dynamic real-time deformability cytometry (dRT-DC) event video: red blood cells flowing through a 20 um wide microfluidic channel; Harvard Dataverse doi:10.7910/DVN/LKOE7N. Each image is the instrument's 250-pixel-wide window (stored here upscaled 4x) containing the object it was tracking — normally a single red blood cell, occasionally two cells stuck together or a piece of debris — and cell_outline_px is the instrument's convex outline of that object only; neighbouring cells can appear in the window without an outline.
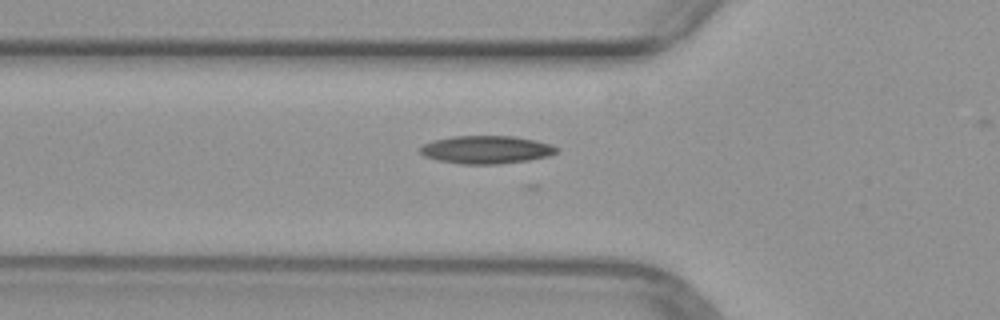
{"species": "common noctule bat (a hibernating species)", "species_latin": "Nyctalus noctula", "temperature_condition": "warm", "stored_images_in_passage": 20, "camera_frame_rate_fps": 3000, "um_per_image_px": 0.085, "animal": {"sex": "female", "body_mass_g": 29.2, "forearm_length_mm": 56.3}, "frame": {"image": 1, "passage_image": 2, "time_ms": 0.333, "image_size_px": [1000, 320], "cell_outline_px": [[560, 148], [556, 152], [548, 156], [528, 160], [500, 164], [464, 164], [440, 160], [424, 156], [420, 152], [420, 148], [424, 144], [432, 140], [452, 136], [512, 136], [536, 140], [552, 144]], "centroid_in_image_um": [41.36, 12.71], "position_along_channel_um": 84.4, "area_um2": 22.2}}
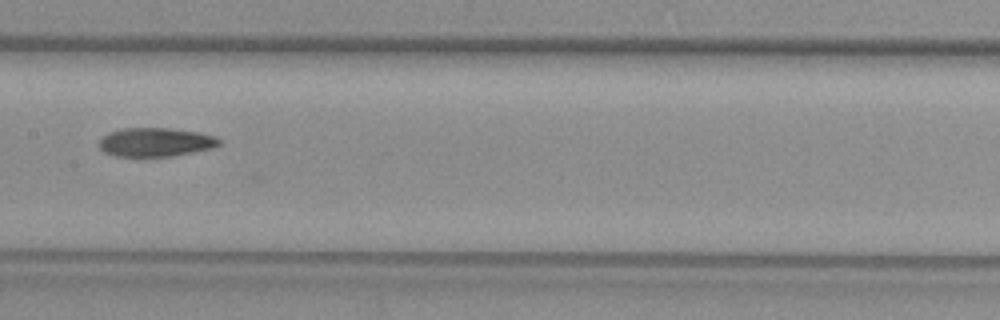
{"frame": {"image": 2, "passage_image": 10, "time_ms": 3.0, "image_size_px": [1000, 320], "cell_outline_px": [[220, 144], [212, 148], [192, 152], [168, 156], [116, 156], [104, 152], [100, 148], [100, 140], [108, 132], [124, 128], [172, 128], [196, 132], [212, 136], [220, 140]], "centroid_in_image_um": [13.19, 12.08], "position_along_channel_um": 194.2, "area_um2": 19.83}}
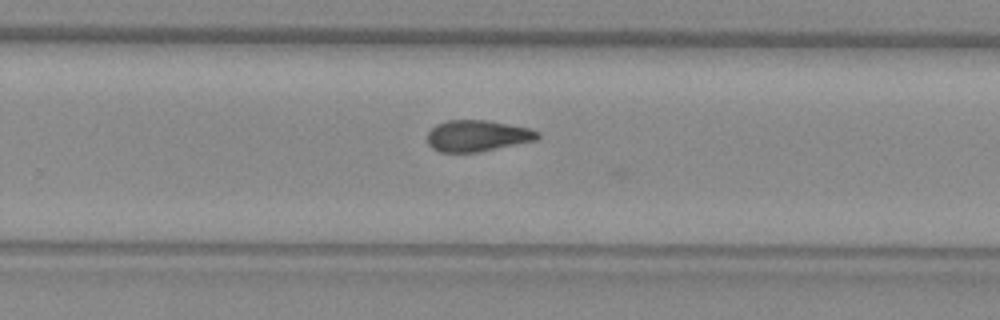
{"frame": {"image": 3, "passage_image": 17, "time_ms": 5.333, "image_size_px": [1000, 320], "cell_outline_px": [[540, 136], [536, 140], [476, 152], [440, 152], [432, 148], [428, 144], [428, 132], [436, 124], [448, 120], [488, 120], [528, 128], [540, 132]], "centroid_in_image_um": [40.56, 11.53], "position_along_channel_um": 289.2, "area_um2": 19.94}}